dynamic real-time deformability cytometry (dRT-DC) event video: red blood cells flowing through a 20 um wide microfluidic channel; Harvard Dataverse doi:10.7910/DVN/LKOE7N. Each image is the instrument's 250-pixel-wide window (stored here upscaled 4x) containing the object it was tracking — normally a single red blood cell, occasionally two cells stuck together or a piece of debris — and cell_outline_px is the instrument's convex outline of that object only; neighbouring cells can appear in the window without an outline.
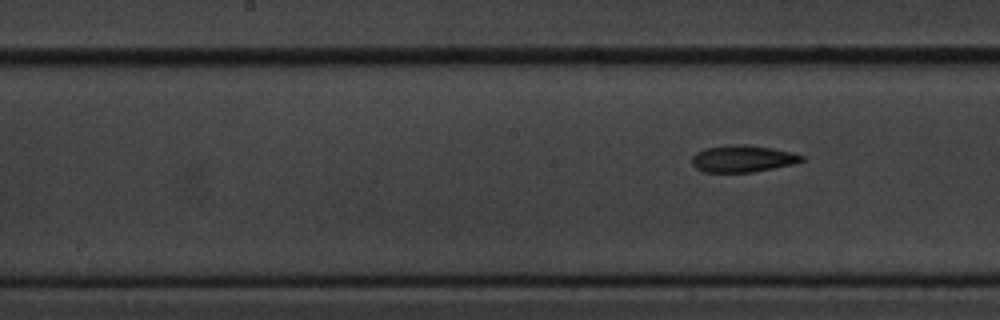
{"species": "common noctule bat (a hibernating species)", "species_latin": "Nyctalus noctula", "temperature_condition": "cold", "stored_images_in_passage": 9, "segment_of_instrument_passage": [2, 2], "camera_frame_rate_fps": 3000, "um_per_image_px": 0.085, "animal": {"sex": "male", "body_mass_g": 20.1, "forearm_length_mm": 53.5}, "frame": {"image": 1, "passage_image": 9, "time_ms": 10.0, "image_size_px": [1000, 320], "cell_outline_px": [[804, 160], [792, 164], [752, 172], [704, 172], [696, 168], [692, 164], [692, 156], [696, 152], [704, 148], [732, 144], [748, 144], [772, 148], [792, 152], [804, 156]], "centroid_in_image_um": [63.1, 13.47], "position_along_channel_um": 185.1, "area_um2": 17.22}}